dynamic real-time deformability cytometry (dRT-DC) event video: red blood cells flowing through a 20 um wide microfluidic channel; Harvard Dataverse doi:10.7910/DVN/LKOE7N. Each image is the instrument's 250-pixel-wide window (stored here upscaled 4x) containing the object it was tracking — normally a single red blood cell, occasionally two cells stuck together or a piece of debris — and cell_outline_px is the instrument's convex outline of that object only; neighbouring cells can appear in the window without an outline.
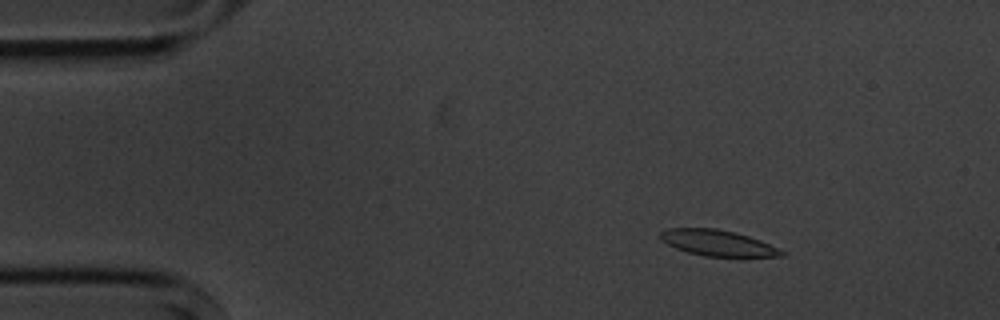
{"species": "common noctule bat (a hibernating species)", "species_latin": "Nyctalus noctula", "temperature_condition": "cold", "stored_images_in_passage": 12, "camera_frame_rate_fps": 3000, "um_per_image_px": 0.085, "animal": {"sex": "male", "body_mass_g": 20.1, "forearm_length_mm": 53.5}, "frame": {"image": 1, "passage_image": 2, "time_ms": 1.333, "image_size_px": [1000, 320], "cell_outline_px": [[784, 256], [744, 260], [704, 256], [688, 252], [676, 248], [660, 240], [660, 232], [668, 228], [716, 228], [736, 232], [760, 240], [784, 252]], "centroid_in_image_um": [61.08, 20.71], "position_along_channel_um": 23.9, "area_um2": 19.19}}
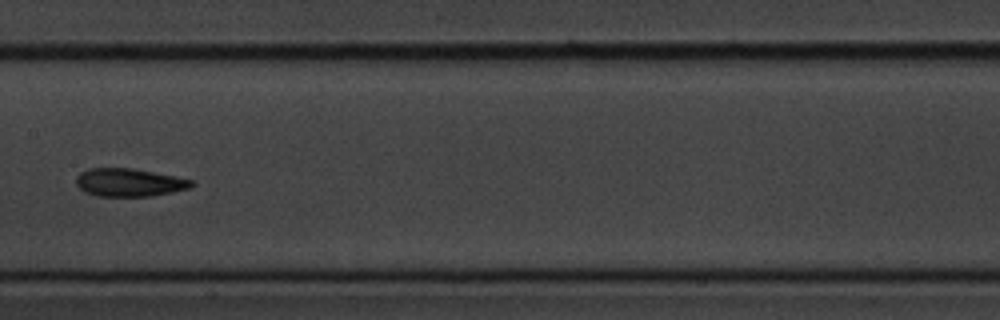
{"frame": {"image": 2, "passage_image": 7, "time_ms": 8.0, "image_size_px": [1000, 320], "cell_outline_px": [[196, 184], [188, 188], [172, 192], [152, 196], [96, 196], [84, 192], [76, 184], [76, 176], [80, 172], [88, 168], [132, 168], [176, 176], [192, 180]], "centroid_in_image_um": [10.96, 15.51], "position_along_channel_um": 196.4, "area_um2": 18.96}}
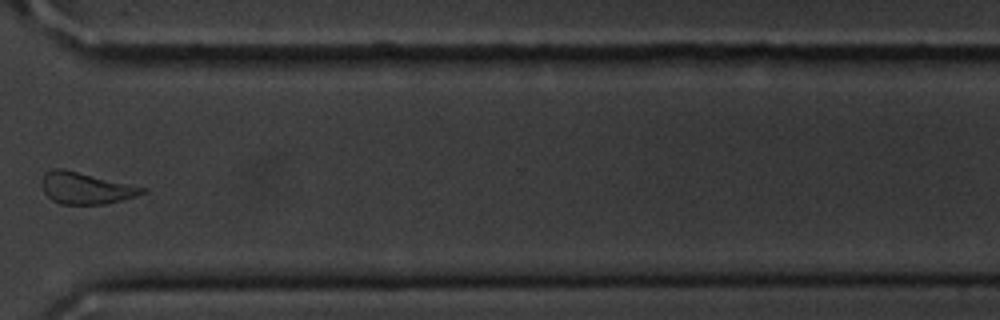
{"frame": {"image": 3, "passage_image": 11, "time_ms": 12.667, "image_size_px": [1000, 320], "cell_outline_px": [[148, 192], [136, 196], [104, 204], [60, 204], [52, 200], [44, 192], [40, 184], [40, 180], [44, 172], [52, 168], [64, 168], [148, 188]], "centroid_in_image_um": [7.26, 15.97], "position_along_channel_um": 363.3, "area_um2": 18.84}, "authors_computed_cell_mechanics": {"area_um2": 19.1607, "velocity_mm_per_s": 3.5728, "shape_relaxation_time_tau1_ms": 2.0357, "shape_relaxation_time_tau2_ms": null, "deformation_change_tau1": 0.1087, "deformation_change_tau2": null}}